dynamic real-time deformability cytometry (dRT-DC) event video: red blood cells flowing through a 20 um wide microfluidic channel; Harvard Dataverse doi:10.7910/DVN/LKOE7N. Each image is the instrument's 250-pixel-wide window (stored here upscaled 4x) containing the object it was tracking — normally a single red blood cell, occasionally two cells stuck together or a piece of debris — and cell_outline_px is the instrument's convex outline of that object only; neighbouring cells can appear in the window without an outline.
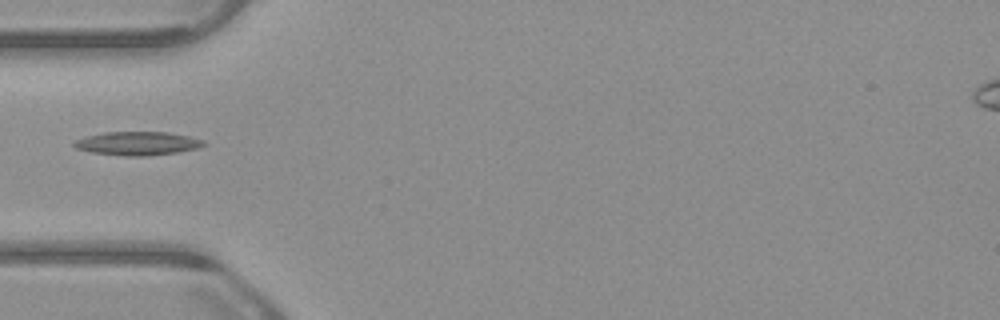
{"species": "common noctule bat (a hibernating species)", "species_latin": "Nyctalus noctula", "temperature_condition": "warm", "stored_images_in_passage": 37, "camera_frame_rate_fps": 3000, "um_per_image_px": 0.085, "animal": {"sex": "male", "body_mass_g": 23.1, "forearm_length_mm": 52.7}, "frame": {"image": 1, "passage_image": 1, "time_ms": 0.0, "image_size_px": [1000, 320], "cell_outline_px": [[208, 144], [196, 148], [176, 152], [148, 156], [124, 156], [92, 152], [76, 148], [72, 144], [76, 140], [88, 136], [104, 132], [168, 132], [188, 136], [204, 140]], "centroid_in_image_um": [11.71, 12.19], "position_along_channel_um": 73.3, "area_um2": 17.69}}
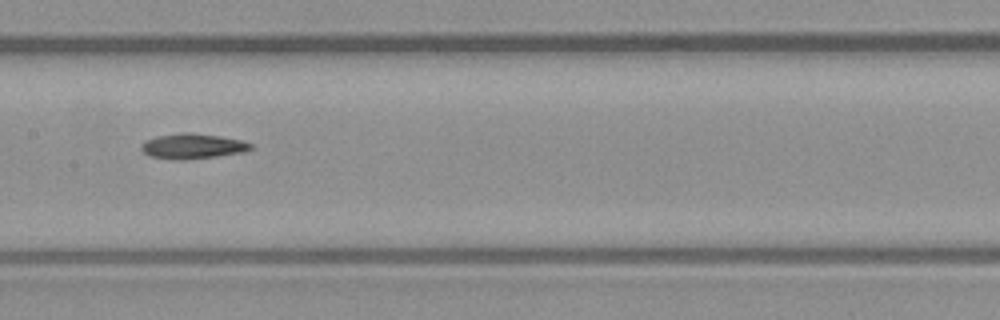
{"frame": {"image": 2, "passage_image": 10, "time_ms": 3.0, "image_size_px": [1000, 320], "cell_outline_px": [[252, 148], [244, 152], [216, 156], [184, 160], [172, 160], [148, 156], [140, 148], [140, 144], [144, 140], [156, 136], [180, 132], [192, 132], [220, 136], [240, 140], [252, 144]], "centroid_in_image_um": [16.3, 12.42], "position_along_channel_um": 191.1, "area_um2": 16.3}}
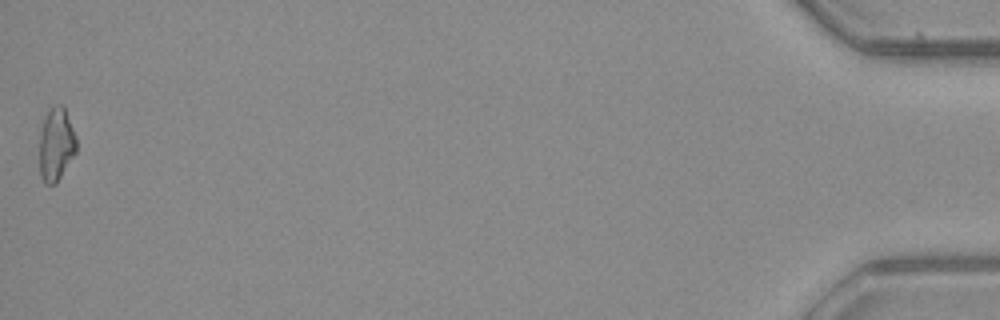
{"frame": {"image": 3, "passage_image": 37, "time_ms": 12.0, "image_size_px": [1000, 320], "cell_outline_px": [[76, 152], [56, 184], [44, 184], [40, 176], [40, 132], [44, 116], [48, 108], [52, 104], [64, 104], [76, 136]], "centroid_in_image_um": [4.77, 12.22], "position_along_channel_um": 430.4, "area_um2": 16.13}}